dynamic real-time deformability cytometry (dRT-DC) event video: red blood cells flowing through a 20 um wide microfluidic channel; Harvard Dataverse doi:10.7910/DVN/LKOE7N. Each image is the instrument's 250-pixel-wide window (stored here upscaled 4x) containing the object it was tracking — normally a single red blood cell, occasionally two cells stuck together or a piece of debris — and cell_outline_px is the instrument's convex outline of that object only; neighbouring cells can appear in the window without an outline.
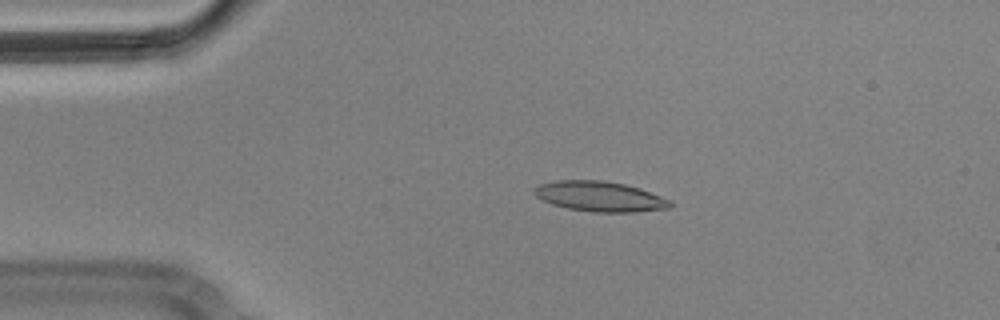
{"species": "Egyptian fruit bat (a non-hibernating species)", "species_latin": "Rousettus aegyptiacus", "temperature_condition": "cold", "stored_images_in_passage": 3, "camera_frame_rate_fps": 3000, "um_per_image_px": 0.085, "animal": {"sex": "male"}, "frame": {"image": 1, "passage_image": 2, "time_ms": 0.333, "image_size_px": [1000, 320], "cell_outline_px": [[672, 204], [668, 208], [636, 212], [592, 212], [568, 208], [552, 204], [536, 196], [532, 192], [540, 184], [556, 180], [604, 180], [624, 184], [640, 188], [672, 200]], "centroid_in_image_um": [51.01, 16.69], "position_along_channel_um": 34.0, "area_um2": 23.87}}